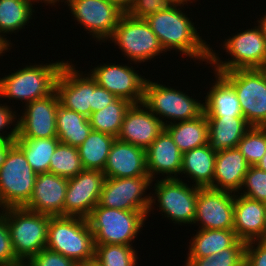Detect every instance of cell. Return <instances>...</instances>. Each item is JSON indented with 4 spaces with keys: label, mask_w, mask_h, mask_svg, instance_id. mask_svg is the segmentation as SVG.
I'll use <instances>...</instances> for the list:
<instances>
[{
    "label": "cell",
    "mask_w": 266,
    "mask_h": 266,
    "mask_svg": "<svg viewBox=\"0 0 266 266\" xmlns=\"http://www.w3.org/2000/svg\"><path fill=\"white\" fill-rule=\"evenodd\" d=\"M199 0H180L169 10H163L148 16L145 21L158 37V40L165 52H178L183 57H189L190 61L196 64L208 65L210 60V43L202 37L200 29L192 21L190 14L185 10L191 3ZM188 3L190 5H188ZM184 5L187 7L185 8ZM183 9V10H182ZM187 14V15H186ZM189 15V16H188ZM196 26V27H195Z\"/></svg>",
    "instance_id": "cell-1"
},
{
    "label": "cell",
    "mask_w": 266,
    "mask_h": 266,
    "mask_svg": "<svg viewBox=\"0 0 266 266\" xmlns=\"http://www.w3.org/2000/svg\"><path fill=\"white\" fill-rule=\"evenodd\" d=\"M49 63H29L23 68L0 77V99L20 101L24 106L34 100L47 97L55 91V84L65 60ZM31 64V65H30Z\"/></svg>",
    "instance_id": "cell-2"
},
{
    "label": "cell",
    "mask_w": 266,
    "mask_h": 266,
    "mask_svg": "<svg viewBox=\"0 0 266 266\" xmlns=\"http://www.w3.org/2000/svg\"><path fill=\"white\" fill-rule=\"evenodd\" d=\"M239 31L225 38L220 44L221 49L228 54V59L221 60L222 56L218 54L220 52L210 46L208 68L214 67L212 69L214 72H226L238 69H262L266 65V41L260 28L256 25Z\"/></svg>",
    "instance_id": "cell-3"
},
{
    "label": "cell",
    "mask_w": 266,
    "mask_h": 266,
    "mask_svg": "<svg viewBox=\"0 0 266 266\" xmlns=\"http://www.w3.org/2000/svg\"><path fill=\"white\" fill-rule=\"evenodd\" d=\"M46 248L74 260L77 264L94 260V237L87 218L51 216Z\"/></svg>",
    "instance_id": "cell-4"
},
{
    "label": "cell",
    "mask_w": 266,
    "mask_h": 266,
    "mask_svg": "<svg viewBox=\"0 0 266 266\" xmlns=\"http://www.w3.org/2000/svg\"><path fill=\"white\" fill-rule=\"evenodd\" d=\"M151 189L154 192H150V208L147 219L151 216V213L155 214L153 212L157 207V212H160L161 216L164 215L162 219H169V222H173L174 225L187 226L188 224L192 227L199 187L193 186L192 183L189 184L183 178H180L152 181Z\"/></svg>",
    "instance_id": "cell-5"
},
{
    "label": "cell",
    "mask_w": 266,
    "mask_h": 266,
    "mask_svg": "<svg viewBox=\"0 0 266 266\" xmlns=\"http://www.w3.org/2000/svg\"><path fill=\"white\" fill-rule=\"evenodd\" d=\"M144 86L143 104L158 117L164 126L171 123L192 120L204 112L203 100L192 98L188 92L174 86L150 80L148 76ZM154 81V82H153ZM187 93V94H186ZM195 98V99H194Z\"/></svg>",
    "instance_id": "cell-6"
},
{
    "label": "cell",
    "mask_w": 266,
    "mask_h": 266,
    "mask_svg": "<svg viewBox=\"0 0 266 266\" xmlns=\"http://www.w3.org/2000/svg\"><path fill=\"white\" fill-rule=\"evenodd\" d=\"M87 221L93 233L94 245L135 246V238L141 234L147 217L141 211L120 210L97 204Z\"/></svg>",
    "instance_id": "cell-7"
},
{
    "label": "cell",
    "mask_w": 266,
    "mask_h": 266,
    "mask_svg": "<svg viewBox=\"0 0 266 266\" xmlns=\"http://www.w3.org/2000/svg\"><path fill=\"white\" fill-rule=\"evenodd\" d=\"M0 211L7 220L14 253L23 264L46 248L50 215L24 207H10Z\"/></svg>",
    "instance_id": "cell-8"
},
{
    "label": "cell",
    "mask_w": 266,
    "mask_h": 266,
    "mask_svg": "<svg viewBox=\"0 0 266 266\" xmlns=\"http://www.w3.org/2000/svg\"><path fill=\"white\" fill-rule=\"evenodd\" d=\"M121 50L123 57L129 62H151L155 57L167 53L161 46L158 37L145 19H135L126 12L119 19L116 29L107 40ZM119 46V47H118Z\"/></svg>",
    "instance_id": "cell-9"
},
{
    "label": "cell",
    "mask_w": 266,
    "mask_h": 266,
    "mask_svg": "<svg viewBox=\"0 0 266 266\" xmlns=\"http://www.w3.org/2000/svg\"><path fill=\"white\" fill-rule=\"evenodd\" d=\"M36 177L25 154L14 143L0 167V210L24 207L32 196Z\"/></svg>",
    "instance_id": "cell-10"
},
{
    "label": "cell",
    "mask_w": 266,
    "mask_h": 266,
    "mask_svg": "<svg viewBox=\"0 0 266 266\" xmlns=\"http://www.w3.org/2000/svg\"><path fill=\"white\" fill-rule=\"evenodd\" d=\"M217 73L234 88L246 121L251 126L266 127V76L263 69Z\"/></svg>",
    "instance_id": "cell-11"
},
{
    "label": "cell",
    "mask_w": 266,
    "mask_h": 266,
    "mask_svg": "<svg viewBox=\"0 0 266 266\" xmlns=\"http://www.w3.org/2000/svg\"><path fill=\"white\" fill-rule=\"evenodd\" d=\"M70 10L72 19L83 26L91 40L99 45L107 40L116 29L119 19L125 13L116 4L106 0H61ZM66 3V4H65ZM93 38V39H92ZM101 42V43H100Z\"/></svg>",
    "instance_id": "cell-12"
},
{
    "label": "cell",
    "mask_w": 266,
    "mask_h": 266,
    "mask_svg": "<svg viewBox=\"0 0 266 266\" xmlns=\"http://www.w3.org/2000/svg\"><path fill=\"white\" fill-rule=\"evenodd\" d=\"M137 63L128 61V64L123 63H99L90 68L88 72L95 82L113 93L117 98H122L129 101L132 104H138L143 102L144 98V86L147 78L136 71L137 67L131 66Z\"/></svg>",
    "instance_id": "cell-13"
},
{
    "label": "cell",
    "mask_w": 266,
    "mask_h": 266,
    "mask_svg": "<svg viewBox=\"0 0 266 266\" xmlns=\"http://www.w3.org/2000/svg\"><path fill=\"white\" fill-rule=\"evenodd\" d=\"M149 176L106 178L99 206L128 211H141L146 217L150 208ZM148 193V194H147Z\"/></svg>",
    "instance_id": "cell-14"
},
{
    "label": "cell",
    "mask_w": 266,
    "mask_h": 266,
    "mask_svg": "<svg viewBox=\"0 0 266 266\" xmlns=\"http://www.w3.org/2000/svg\"><path fill=\"white\" fill-rule=\"evenodd\" d=\"M74 64L71 59L63 65L56 80L55 91L61 106L89 118L93 90L98 84L87 71L78 70Z\"/></svg>",
    "instance_id": "cell-15"
},
{
    "label": "cell",
    "mask_w": 266,
    "mask_h": 266,
    "mask_svg": "<svg viewBox=\"0 0 266 266\" xmlns=\"http://www.w3.org/2000/svg\"><path fill=\"white\" fill-rule=\"evenodd\" d=\"M59 98L54 91L47 97L34 100L22 107L18 114V137L35 139L57 137L56 113Z\"/></svg>",
    "instance_id": "cell-16"
},
{
    "label": "cell",
    "mask_w": 266,
    "mask_h": 266,
    "mask_svg": "<svg viewBox=\"0 0 266 266\" xmlns=\"http://www.w3.org/2000/svg\"><path fill=\"white\" fill-rule=\"evenodd\" d=\"M234 193L199 188L193 225L197 229H233Z\"/></svg>",
    "instance_id": "cell-17"
},
{
    "label": "cell",
    "mask_w": 266,
    "mask_h": 266,
    "mask_svg": "<svg viewBox=\"0 0 266 266\" xmlns=\"http://www.w3.org/2000/svg\"><path fill=\"white\" fill-rule=\"evenodd\" d=\"M106 176L103 171L84 169L68 179L64 216L87 218L99 203Z\"/></svg>",
    "instance_id": "cell-18"
},
{
    "label": "cell",
    "mask_w": 266,
    "mask_h": 266,
    "mask_svg": "<svg viewBox=\"0 0 266 266\" xmlns=\"http://www.w3.org/2000/svg\"><path fill=\"white\" fill-rule=\"evenodd\" d=\"M164 129L162 121L143 103L131 104L117 139L146 150Z\"/></svg>",
    "instance_id": "cell-19"
},
{
    "label": "cell",
    "mask_w": 266,
    "mask_h": 266,
    "mask_svg": "<svg viewBox=\"0 0 266 266\" xmlns=\"http://www.w3.org/2000/svg\"><path fill=\"white\" fill-rule=\"evenodd\" d=\"M182 154L170 134L164 129L146 149V167L151 181L159 178L180 179Z\"/></svg>",
    "instance_id": "cell-20"
},
{
    "label": "cell",
    "mask_w": 266,
    "mask_h": 266,
    "mask_svg": "<svg viewBox=\"0 0 266 266\" xmlns=\"http://www.w3.org/2000/svg\"><path fill=\"white\" fill-rule=\"evenodd\" d=\"M68 178L52 173L37 174L32 196L24 208L50 216H64Z\"/></svg>",
    "instance_id": "cell-21"
},
{
    "label": "cell",
    "mask_w": 266,
    "mask_h": 266,
    "mask_svg": "<svg viewBox=\"0 0 266 266\" xmlns=\"http://www.w3.org/2000/svg\"><path fill=\"white\" fill-rule=\"evenodd\" d=\"M233 230L239 240H263L266 232V203L234 193Z\"/></svg>",
    "instance_id": "cell-22"
},
{
    "label": "cell",
    "mask_w": 266,
    "mask_h": 266,
    "mask_svg": "<svg viewBox=\"0 0 266 266\" xmlns=\"http://www.w3.org/2000/svg\"><path fill=\"white\" fill-rule=\"evenodd\" d=\"M103 173L106 178L149 176L146 150L116 138L111 145Z\"/></svg>",
    "instance_id": "cell-23"
},
{
    "label": "cell",
    "mask_w": 266,
    "mask_h": 266,
    "mask_svg": "<svg viewBox=\"0 0 266 266\" xmlns=\"http://www.w3.org/2000/svg\"><path fill=\"white\" fill-rule=\"evenodd\" d=\"M249 167L237 147L217 152L212 188L238 193Z\"/></svg>",
    "instance_id": "cell-24"
},
{
    "label": "cell",
    "mask_w": 266,
    "mask_h": 266,
    "mask_svg": "<svg viewBox=\"0 0 266 266\" xmlns=\"http://www.w3.org/2000/svg\"><path fill=\"white\" fill-rule=\"evenodd\" d=\"M208 145L214 152L236 148L252 127L244 117L206 116Z\"/></svg>",
    "instance_id": "cell-25"
},
{
    "label": "cell",
    "mask_w": 266,
    "mask_h": 266,
    "mask_svg": "<svg viewBox=\"0 0 266 266\" xmlns=\"http://www.w3.org/2000/svg\"><path fill=\"white\" fill-rule=\"evenodd\" d=\"M216 152L208 144L196 147L182 154L180 176L184 181L199 188H212ZM184 174V176H182ZM189 178V179H188ZM191 180V181H190Z\"/></svg>",
    "instance_id": "cell-26"
},
{
    "label": "cell",
    "mask_w": 266,
    "mask_h": 266,
    "mask_svg": "<svg viewBox=\"0 0 266 266\" xmlns=\"http://www.w3.org/2000/svg\"><path fill=\"white\" fill-rule=\"evenodd\" d=\"M203 99L206 116L243 117L234 88L217 72Z\"/></svg>",
    "instance_id": "cell-27"
},
{
    "label": "cell",
    "mask_w": 266,
    "mask_h": 266,
    "mask_svg": "<svg viewBox=\"0 0 266 266\" xmlns=\"http://www.w3.org/2000/svg\"><path fill=\"white\" fill-rule=\"evenodd\" d=\"M188 243L186 258H204L230 248L237 240L233 229H198Z\"/></svg>",
    "instance_id": "cell-28"
},
{
    "label": "cell",
    "mask_w": 266,
    "mask_h": 266,
    "mask_svg": "<svg viewBox=\"0 0 266 266\" xmlns=\"http://www.w3.org/2000/svg\"><path fill=\"white\" fill-rule=\"evenodd\" d=\"M36 3L39 4L37 0H0V35L12 46L6 34H18L26 25L28 27L30 20L35 19L33 5Z\"/></svg>",
    "instance_id": "cell-29"
},
{
    "label": "cell",
    "mask_w": 266,
    "mask_h": 266,
    "mask_svg": "<svg viewBox=\"0 0 266 266\" xmlns=\"http://www.w3.org/2000/svg\"><path fill=\"white\" fill-rule=\"evenodd\" d=\"M165 130L182 153L208 144V121L204 112L195 119L166 125Z\"/></svg>",
    "instance_id": "cell-30"
},
{
    "label": "cell",
    "mask_w": 266,
    "mask_h": 266,
    "mask_svg": "<svg viewBox=\"0 0 266 266\" xmlns=\"http://www.w3.org/2000/svg\"><path fill=\"white\" fill-rule=\"evenodd\" d=\"M57 138L61 143L78 147L92 131L89 119L59 104L56 113Z\"/></svg>",
    "instance_id": "cell-31"
},
{
    "label": "cell",
    "mask_w": 266,
    "mask_h": 266,
    "mask_svg": "<svg viewBox=\"0 0 266 266\" xmlns=\"http://www.w3.org/2000/svg\"><path fill=\"white\" fill-rule=\"evenodd\" d=\"M115 137L92 130L85 141L78 146L83 169L103 171Z\"/></svg>",
    "instance_id": "cell-32"
},
{
    "label": "cell",
    "mask_w": 266,
    "mask_h": 266,
    "mask_svg": "<svg viewBox=\"0 0 266 266\" xmlns=\"http://www.w3.org/2000/svg\"><path fill=\"white\" fill-rule=\"evenodd\" d=\"M59 142L57 137L16 139L14 141L23 151L29 165L37 174L49 172L50 158Z\"/></svg>",
    "instance_id": "cell-33"
},
{
    "label": "cell",
    "mask_w": 266,
    "mask_h": 266,
    "mask_svg": "<svg viewBox=\"0 0 266 266\" xmlns=\"http://www.w3.org/2000/svg\"><path fill=\"white\" fill-rule=\"evenodd\" d=\"M131 104L125 99L117 98L103 109L91 113L88 119L92 130L100 131L117 138L121 131L125 113Z\"/></svg>",
    "instance_id": "cell-34"
},
{
    "label": "cell",
    "mask_w": 266,
    "mask_h": 266,
    "mask_svg": "<svg viewBox=\"0 0 266 266\" xmlns=\"http://www.w3.org/2000/svg\"><path fill=\"white\" fill-rule=\"evenodd\" d=\"M83 170L78 147L59 142L50 158L49 173L69 179Z\"/></svg>",
    "instance_id": "cell-35"
},
{
    "label": "cell",
    "mask_w": 266,
    "mask_h": 266,
    "mask_svg": "<svg viewBox=\"0 0 266 266\" xmlns=\"http://www.w3.org/2000/svg\"><path fill=\"white\" fill-rule=\"evenodd\" d=\"M138 252L131 245H95L94 261L100 266H138Z\"/></svg>",
    "instance_id": "cell-36"
},
{
    "label": "cell",
    "mask_w": 266,
    "mask_h": 266,
    "mask_svg": "<svg viewBox=\"0 0 266 266\" xmlns=\"http://www.w3.org/2000/svg\"><path fill=\"white\" fill-rule=\"evenodd\" d=\"M246 242L237 240L230 248L204 258H185L186 266H244Z\"/></svg>",
    "instance_id": "cell-37"
},
{
    "label": "cell",
    "mask_w": 266,
    "mask_h": 266,
    "mask_svg": "<svg viewBox=\"0 0 266 266\" xmlns=\"http://www.w3.org/2000/svg\"><path fill=\"white\" fill-rule=\"evenodd\" d=\"M250 166H255L266 152V127L252 126L237 145Z\"/></svg>",
    "instance_id": "cell-38"
},
{
    "label": "cell",
    "mask_w": 266,
    "mask_h": 266,
    "mask_svg": "<svg viewBox=\"0 0 266 266\" xmlns=\"http://www.w3.org/2000/svg\"><path fill=\"white\" fill-rule=\"evenodd\" d=\"M238 194L266 203V172L250 166Z\"/></svg>",
    "instance_id": "cell-39"
},
{
    "label": "cell",
    "mask_w": 266,
    "mask_h": 266,
    "mask_svg": "<svg viewBox=\"0 0 266 266\" xmlns=\"http://www.w3.org/2000/svg\"><path fill=\"white\" fill-rule=\"evenodd\" d=\"M180 0H132L126 13L135 19H146L148 16L169 10Z\"/></svg>",
    "instance_id": "cell-40"
},
{
    "label": "cell",
    "mask_w": 266,
    "mask_h": 266,
    "mask_svg": "<svg viewBox=\"0 0 266 266\" xmlns=\"http://www.w3.org/2000/svg\"><path fill=\"white\" fill-rule=\"evenodd\" d=\"M6 104L8 103H0V141L14 142L18 137V113L15 106Z\"/></svg>",
    "instance_id": "cell-41"
},
{
    "label": "cell",
    "mask_w": 266,
    "mask_h": 266,
    "mask_svg": "<svg viewBox=\"0 0 266 266\" xmlns=\"http://www.w3.org/2000/svg\"><path fill=\"white\" fill-rule=\"evenodd\" d=\"M22 265L14 253L5 215L0 211V266Z\"/></svg>",
    "instance_id": "cell-42"
},
{
    "label": "cell",
    "mask_w": 266,
    "mask_h": 266,
    "mask_svg": "<svg viewBox=\"0 0 266 266\" xmlns=\"http://www.w3.org/2000/svg\"><path fill=\"white\" fill-rule=\"evenodd\" d=\"M78 264L58 252L47 248L32 256L24 266H77Z\"/></svg>",
    "instance_id": "cell-43"
},
{
    "label": "cell",
    "mask_w": 266,
    "mask_h": 266,
    "mask_svg": "<svg viewBox=\"0 0 266 266\" xmlns=\"http://www.w3.org/2000/svg\"><path fill=\"white\" fill-rule=\"evenodd\" d=\"M244 266H266V241L246 242Z\"/></svg>",
    "instance_id": "cell-44"
},
{
    "label": "cell",
    "mask_w": 266,
    "mask_h": 266,
    "mask_svg": "<svg viewBox=\"0 0 266 266\" xmlns=\"http://www.w3.org/2000/svg\"><path fill=\"white\" fill-rule=\"evenodd\" d=\"M116 99L117 97L113 93L97 85L93 90V106H90L91 113L103 109Z\"/></svg>",
    "instance_id": "cell-45"
},
{
    "label": "cell",
    "mask_w": 266,
    "mask_h": 266,
    "mask_svg": "<svg viewBox=\"0 0 266 266\" xmlns=\"http://www.w3.org/2000/svg\"><path fill=\"white\" fill-rule=\"evenodd\" d=\"M14 144V142L0 141V167L5 161L8 149Z\"/></svg>",
    "instance_id": "cell-46"
},
{
    "label": "cell",
    "mask_w": 266,
    "mask_h": 266,
    "mask_svg": "<svg viewBox=\"0 0 266 266\" xmlns=\"http://www.w3.org/2000/svg\"><path fill=\"white\" fill-rule=\"evenodd\" d=\"M264 14L261 17L259 15V18L256 21L257 24L255 22L254 24L260 28L262 35L266 41V12H264Z\"/></svg>",
    "instance_id": "cell-47"
},
{
    "label": "cell",
    "mask_w": 266,
    "mask_h": 266,
    "mask_svg": "<svg viewBox=\"0 0 266 266\" xmlns=\"http://www.w3.org/2000/svg\"><path fill=\"white\" fill-rule=\"evenodd\" d=\"M12 48V45L0 35V56L3 57Z\"/></svg>",
    "instance_id": "cell-48"
},
{
    "label": "cell",
    "mask_w": 266,
    "mask_h": 266,
    "mask_svg": "<svg viewBox=\"0 0 266 266\" xmlns=\"http://www.w3.org/2000/svg\"><path fill=\"white\" fill-rule=\"evenodd\" d=\"M106 1L116 4L124 12H126L129 9L132 2V0H106Z\"/></svg>",
    "instance_id": "cell-49"
},
{
    "label": "cell",
    "mask_w": 266,
    "mask_h": 266,
    "mask_svg": "<svg viewBox=\"0 0 266 266\" xmlns=\"http://www.w3.org/2000/svg\"><path fill=\"white\" fill-rule=\"evenodd\" d=\"M255 166L266 172V152L264 156L261 158V160Z\"/></svg>",
    "instance_id": "cell-50"
},
{
    "label": "cell",
    "mask_w": 266,
    "mask_h": 266,
    "mask_svg": "<svg viewBox=\"0 0 266 266\" xmlns=\"http://www.w3.org/2000/svg\"><path fill=\"white\" fill-rule=\"evenodd\" d=\"M61 0H44V6H56Z\"/></svg>",
    "instance_id": "cell-51"
},
{
    "label": "cell",
    "mask_w": 266,
    "mask_h": 266,
    "mask_svg": "<svg viewBox=\"0 0 266 266\" xmlns=\"http://www.w3.org/2000/svg\"><path fill=\"white\" fill-rule=\"evenodd\" d=\"M77 266H100L96 261H89L84 263H79Z\"/></svg>",
    "instance_id": "cell-52"
},
{
    "label": "cell",
    "mask_w": 266,
    "mask_h": 266,
    "mask_svg": "<svg viewBox=\"0 0 266 266\" xmlns=\"http://www.w3.org/2000/svg\"><path fill=\"white\" fill-rule=\"evenodd\" d=\"M266 76V65L262 68Z\"/></svg>",
    "instance_id": "cell-53"
},
{
    "label": "cell",
    "mask_w": 266,
    "mask_h": 266,
    "mask_svg": "<svg viewBox=\"0 0 266 266\" xmlns=\"http://www.w3.org/2000/svg\"><path fill=\"white\" fill-rule=\"evenodd\" d=\"M40 4L42 3H44V0H37Z\"/></svg>",
    "instance_id": "cell-54"
}]
</instances>
